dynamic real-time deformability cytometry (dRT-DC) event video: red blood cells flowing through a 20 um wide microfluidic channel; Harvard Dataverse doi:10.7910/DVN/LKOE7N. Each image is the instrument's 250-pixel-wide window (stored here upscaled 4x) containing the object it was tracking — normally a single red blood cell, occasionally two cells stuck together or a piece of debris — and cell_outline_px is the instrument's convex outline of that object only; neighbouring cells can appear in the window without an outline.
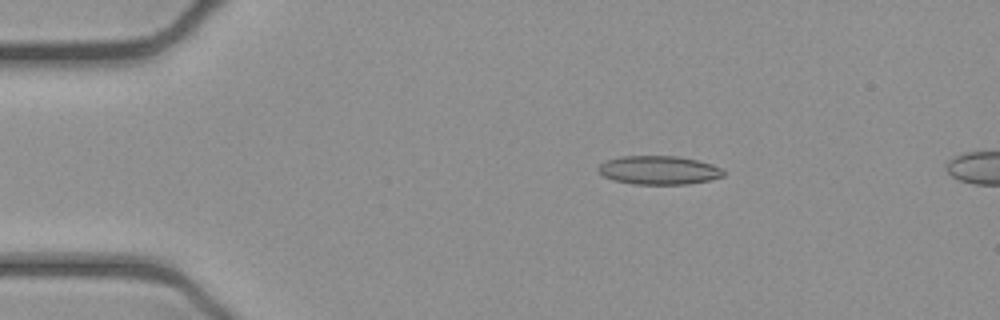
{"species": "common noctule bat (a hibernating species)", "species_latin": "Nyctalus noctula", "temperature_condition": "cold", "stored_images_in_passage": 15, "camera_frame_rate_fps": 3000, "um_per_image_px": 0.085, "animal": {"sex": "female", "body_mass_g": 21.9}, "frame": {"image": 1, "passage_image": 9, "time_ms": 2.667, "image_size_px": [1000, 320], "cell_outline_px": [[724, 176], [712, 180], [688, 184], [632, 184], [612, 180], [604, 176], [596, 168], [604, 160], [620, 156], [676, 156], [696, 160], [712, 164], [720, 168], [724, 172]], "centroid_in_image_um": [55.97, 14.46], "position_along_channel_um": 29.0, "area_um2": 21.04}}